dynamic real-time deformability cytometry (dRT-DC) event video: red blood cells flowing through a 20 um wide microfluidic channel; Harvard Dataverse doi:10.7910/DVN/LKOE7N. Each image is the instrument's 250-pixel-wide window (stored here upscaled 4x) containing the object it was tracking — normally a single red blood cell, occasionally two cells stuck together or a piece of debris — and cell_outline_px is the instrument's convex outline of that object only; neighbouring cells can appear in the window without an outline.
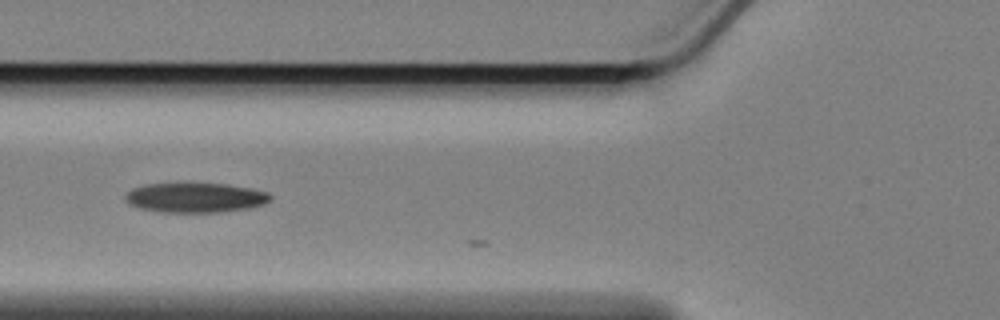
{"species": "Egyptian fruit bat (a non-hibernating species)", "species_latin": "Rousettus aegyptiacus", "temperature_condition": "cold", "stored_images_in_passage": 8, "camera_frame_rate_fps": 3000, "um_per_image_px": 0.085, "animal": {"sex": "female"}, "frame": {"image": 1, "passage_image": 2, "time_ms": 0.333, "image_size_px": [1000, 320], "cell_outline_px": [[272, 200], [264, 204], [248, 208], [220, 212], [160, 212], [140, 208], [128, 204], [124, 200], [124, 196], [132, 188], [144, 184], [228, 184], [268, 192], [272, 196]], "centroid_in_image_um": [16.59, 16.8], "position_along_channel_um": 109.2, "area_um2": 25.09}}
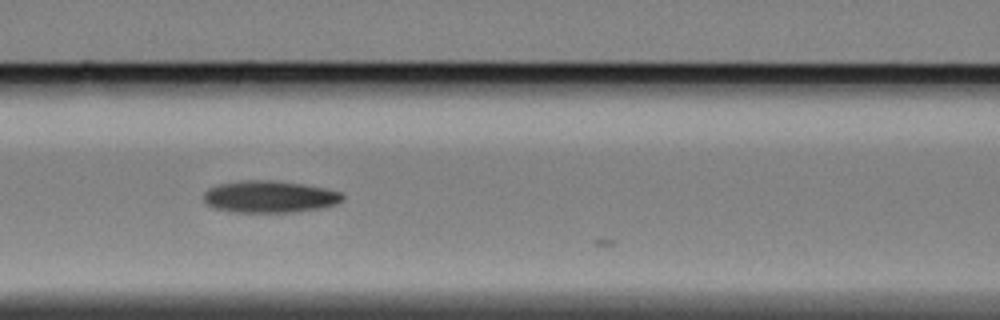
{"frame": {"image": 2, "passage_image": 5, "time_ms": 1.333, "image_size_px": [1000, 320], "cell_outline_px": [[344, 200], [336, 204], [320, 208], [296, 212], [228, 212], [212, 208], [204, 204], [204, 192], [208, 188], [220, 184], [248, 180], [268, 180], [300, 184], [324, 188], [340, 192], [344, 196]], "centroid_in_image_um": [22.87, 16.74], "position_along_channel_um": 143.7, "area_um2": 25.89}}